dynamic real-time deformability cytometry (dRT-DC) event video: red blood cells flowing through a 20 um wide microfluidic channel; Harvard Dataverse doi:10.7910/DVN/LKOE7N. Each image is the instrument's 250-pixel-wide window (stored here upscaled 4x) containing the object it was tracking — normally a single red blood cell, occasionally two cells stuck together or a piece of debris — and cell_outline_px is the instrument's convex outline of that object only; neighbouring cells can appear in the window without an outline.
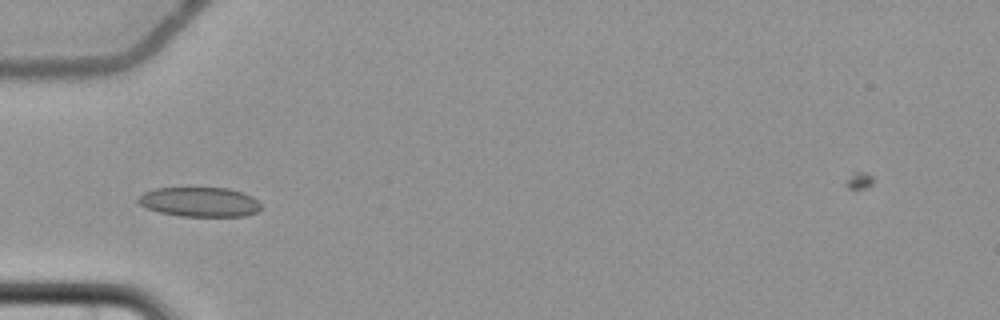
{"species": "common noctule bat (a hibernating species)", "species_latin": "Nyctalus noctula", "temperature_condition": "cold", "stored_images_in_passage": 6, "camera_frame_rate_fps": 3000, "um_per_image_px": 0.085, "animal": {"sex": "female", "body_mass_g": 22.7, "forearm_length_mm": 54.2}, "frame": {"image": 1, "passage_image": 6, "time_ms": 6.333, "image_size_px": [1000, 320], "cell_outline_px": [[260, 208], [256, 212], [244, 216], [180, 216], [160, 212], [148, 208], [140, 204], [136, 200], [144, 192], [156, 188], [228, 188], [244, 192], [252, 196], [260, 204]], "centroid_in_image_um": [16.98, 17.16], "position_along_channel_um": 68.0, "area_um2": 21.04}}